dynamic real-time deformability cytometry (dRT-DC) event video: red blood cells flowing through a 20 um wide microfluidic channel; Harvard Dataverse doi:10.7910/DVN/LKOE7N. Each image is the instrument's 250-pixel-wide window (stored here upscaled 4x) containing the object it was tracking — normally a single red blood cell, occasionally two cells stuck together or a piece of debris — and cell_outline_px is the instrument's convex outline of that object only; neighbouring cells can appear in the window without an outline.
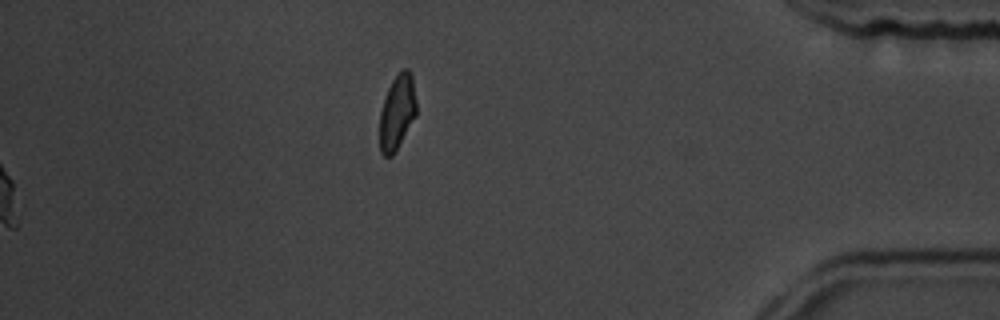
{"species": "common noctule bat (a hibernating species)", "species_latin": "Nyctalus noctula", "temperature_condition": "room temperature", "stored_images_in_passage": 17, "camera_frame_rate_fps": 3000, "um_per_image_px": 0.085, "animal": {"sex": "male", "body_mass_g": 19.5, "forearm_length_mm": 54.6}, "frame": {"image": 1, "passage_image": 17, "time_ms": 18.667, "image_size_px": [1000, 320], "cell_outline_px": [[416, 116], [396, 152], [392, 156], [384, 156], [380, 152], [380, 112], [388, 88], [392, 80], [400, 68], [408, 68], [412, 76], [416, 100]], "centroid_in_image_um": [33.77, 9.53], "position_along_channel_um": 401.4, "area_um2": 16.24}}